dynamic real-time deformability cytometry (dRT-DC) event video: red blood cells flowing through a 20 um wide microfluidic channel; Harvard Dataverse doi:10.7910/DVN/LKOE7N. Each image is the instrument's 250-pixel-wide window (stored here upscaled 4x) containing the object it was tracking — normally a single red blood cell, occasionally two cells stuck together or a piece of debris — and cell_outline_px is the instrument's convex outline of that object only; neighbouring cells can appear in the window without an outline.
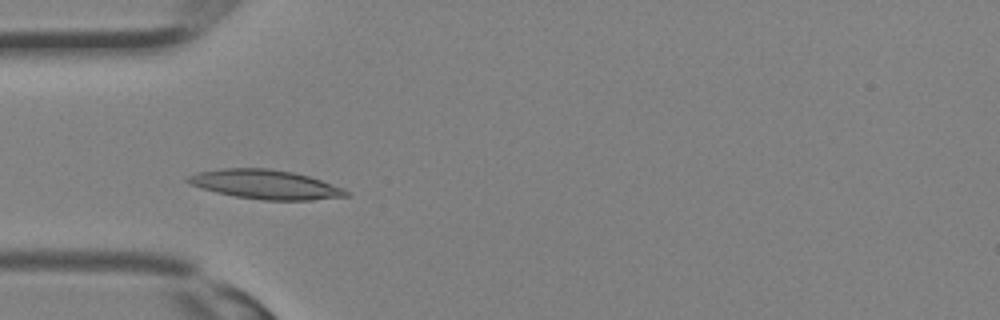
{"species": "Egyptian fruit bat (a non-hibernating species)", "species_latin": "Rousettus aegyptiacus", "temperature_condition": "room temperature", "stored_images_in_passage": 30, "camera_frame_rate_fps": 3000, "um_per_image_px": 0.085, "animal": {"sex": "female"}, "frame": {"image": 1, "passage_image": 8, "time_ms": 2.333, "image_size_px": [1000, 320], "cell_outline_px": [[352, 196], [312, 200], [264, 200], [236, 196], [216, 192], [200, 188], [188, 184], [184, 180], [184, 176], [196, 172], [224, 168], [268, 168], [292, 172], [308, 176], [344, 188]], "centroid_in_image_um": [22.51, 15.67], "position_along_channel_um": 62.5, "area_um2": 27.11}}
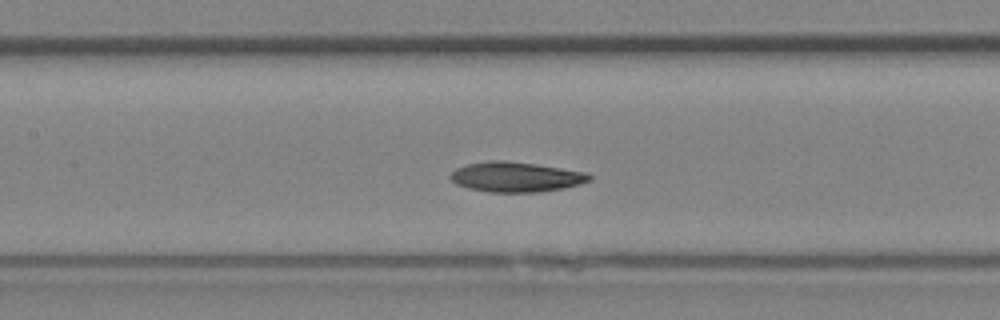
{"frame": {"image": 2, "passage_image": 13, "time_ms": 4.0, "image_size_px": [1000, 320], "cell_outline_px": [[592, 180], [580, 184], [564, 188], [536, 192], [488, 192], [468, 188], [456, 184], [448, 176], [456, 168], [468, 164], [492, 160], [504, 160], [536, 164], [584, 172], [592, 176]], "centroid_in_image_um": [43.84, 15.04], "position_along_channel_um": 163.6, "area_um2": 24.22}}
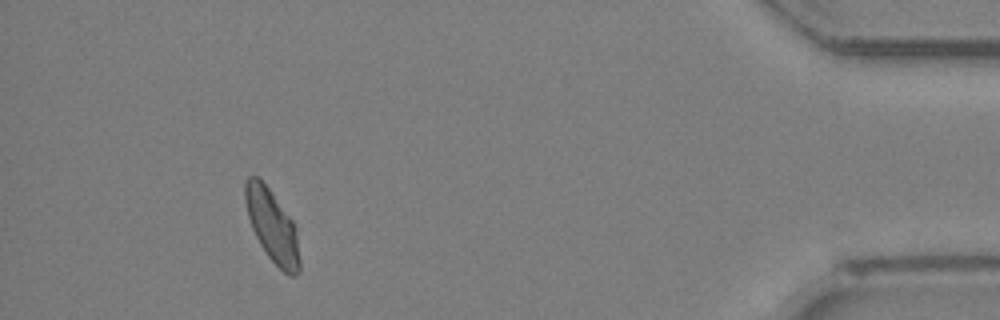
{"frame": {"image": 3, "passage_image": 28, "time_ms": 9.0, "image_size_px": [1000, 320], "cell_outline_px": [[300, 272], [296, 276], [288, 276], [268, 256], [260, 244], [252, 228], [248, 216], [244, 200], [244, 180], [248, 176], [256, 176], [272, 192], [292, 220], [296, 228], [300, 260]], "centroid_in_image_um": [23.14, 19.21], "position_along_channel_um": 412.1, "area_um2": 22.95}}